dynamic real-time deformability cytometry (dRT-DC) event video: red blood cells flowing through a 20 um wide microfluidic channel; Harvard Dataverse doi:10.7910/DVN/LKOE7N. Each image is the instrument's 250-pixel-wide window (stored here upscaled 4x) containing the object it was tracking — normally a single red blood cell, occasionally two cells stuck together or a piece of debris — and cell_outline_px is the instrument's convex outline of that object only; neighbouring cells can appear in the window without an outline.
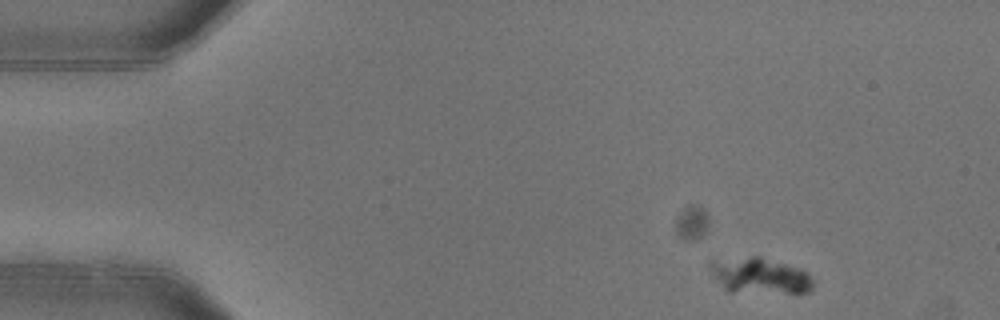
{"species": "common noctule bat (a hibernating species)", "species_latin": "Nyctalus noctula", "temperature_condition": "warm", "stored_images_in_passage": 7, "camera_frame_rate_fps": 3000, "um_per_image_px": 0.085, "animal": {"sex": "female"}, "frame": {"image": 1, "passage_image": 1, "time_ms": 0.0, "image_size_px": [1000, 320], "cell_outline_px": [[812, 288], [808, 292], [728, 292], [712, 276], [708, 268], [708, 256], [760, 256], [800, 268], [808, 272], [812, 280]], "centroid_in_image_um": [64.43, 23.37], "position_along_channel_um": 20.6, "area_um2": 22.37}}
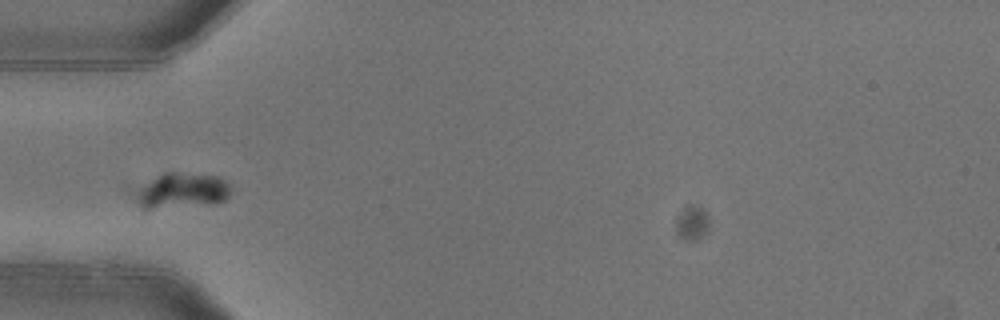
{"frame": {"image": 2, "passage_image": 4, "time_ms": 1.0, "image_size_px": [1000, 320], "cell_outline_px": [[232, 188], [228, 196], [224, 200], [216, 204], [148, 208], [140, 208], [132, 192], [136, 188], [164, 172], [172, 172], [216, 176], [224, 180]], "centroid_in_image_um": [15.42, 16.21], "position_along_channel_um": 69.6, "area_um2": 19.65}}